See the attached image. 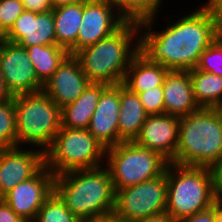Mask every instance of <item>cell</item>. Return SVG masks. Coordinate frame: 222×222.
Wrapping results in <instances>:
<instances>
[{
    "mask_svg": "<svg viewBox=\"0 0 222 222\" xmlns=\"http://www.w3.org/2000/svg\"><path fill=\"white\" fill-rule=\"evenodd\" d=\"M90 83L79 60L69 54L44 84L43 91L62 108L80 97Z\"/></svg>",
    "mask_w": 222,
    "mask_h": 222,
    "instance_id": "16",
    "label": "cell"
},
{
    "mask_svg": "<svg viewBox=\"0 0 222 222\" xmlns=\"http://www.w3.org/2000/svg\"><path fill=\"white\" fill-rule=\"evenodd\" d=\"M168 69L159 63L150 62L138 52L131 60L123 85L133 93H141L157 86H163Z\"/></svg>",
    "mask_w": 222,
    "mask_h": 222,
    "instance_id": "20",
    "label": "cell"
},
{
    "mask_svg": "<svg viewBox=\"0 0 222 222\" xmlns=\"http://www.w3.org/2000/svg\"><path fill=\"white\" fill-rule=\"evenodd\" d=\"M222 154V119L201 107L179 119V144L172 163L210 168Z\"/></svg>",
    "mask_w": 222,
    "mask_h": 222,
    "instance_id": "4",
    "label": "cell"
},
{
    "mask_svg": "<svg viewBox=\"0 0 222 222\" xmlns=\"http://www.w3.org/2000/svg\"><path fill=\"white\" fill-rule=\"evenodd\" d=\"M196 69L222 77V37H216L200 55Z\"/></svg>",
    "mask_w": 222,
    "mask_h": 222,
    "instance_id": "28",
    "label": "cell"
},
{
    "mask_svg": "<svg viewBox=\"0 0 222 222\" xmlns=\"http://www.w3.org/2000/svg\"><path fill=\"white\" fill-rule=\"evenodd\" d=\"M167 206V175L115 191L113 212L128 221L136 222L165 212Z\"/></svg>",
    "mask_w": 222,
    "mask_h": 222,
    "instance_id": "9",
    "label": "cell"
},
{
    "mask_svg": "<svg viewBox=\"0 0 222 222\" xmlns=\"http://www.w3.org/2000/svg\"><path fill=\"white\" fill-rule=\"evenodd\" d=\"M0 72L13 96L43 91L25 48L0 38Z\"/></svg>",
    "mask_w": 222,
    "mask_h": 222,
    "instance_id": "10",
    "label": "cell"
},
{
    "mask_svg": "<svg viewBox=\"0 0 222 222\" xmlns=\"http://www.w3.org/2000/svg\"><path fill=\"white\" fill-rule=\"evenodd\" d=\"M196 102L200 107L216 108L222 102V77L207 71L190 70Z\"/></svg>",
    "mask_w": 222,
    "mask_h": 222,
    "instance_id": "24",
    "label": "cell"
},
{
    "mask_svg": "<svg viewBox=\"0 0 222 222\" xmlns=\"http://www.w3.org/2000/svg\"><path fill=\"white\" fill-rule=\"evenodd\" d=\"M136 222H175L174 219L165 211L156 215H152Z\"/></svg>",
    "mask_w": 222,
    "mask_h": 222,
    "instance_id": "36",
    "label": "cell"
},
{
    "mask_svg": "<svg viewBox=\"0 0 222 222\" xmlns=\"http://www.w3.org/2000/svg\"><path fill=\"white\" fill-rule=\"evenodd\" d=\"M126 19L108 0L83 1V15L77 36V52L115 32Z\"/></svg>",
    "mask_w": 222,
    "mask_h": 222,
    "instance_id": "12",
    "label": "cell"
},
{
    "mask_svg": "<svg viewBox=\"0 0 222 222\" xmlns=\"http://www.w3.org/2000/svg\"><path fill=\"white\" fill-rule=\"evenodd\" d=\"M139 52V22L126 20L115 32L79 50V60L91 83H123L132 58Z\"/></svg>",
    "mask_w": 222,
    "mask_h": 222,
    "instance_id": "3",
    "label": "cell"
},
{
    "mask_svg": "<svg viewBox=\"0 0 222 222\" xmlns=\"http://www.w3.org/2000/svg\"><path fill=\"white\" fill-rule=\"evenodd\" d=\"M168 163L159 153L134 141L121 142L106 149L105 166L115 191L162 175Z\"/></svg>",
    "mask_w": 222,
    "mask_h": 222,
    "instance_id": "8",
    "label": "cell"
},
{
    "mask_svg": "<svg viewBox=\"0 0 222 222\" xmlns=\"http://www.w3.org/2000/svg\"><path fill=\"white\" fill-rule=\"evenodd\" d=\"M148 115L164 114V92L162 86L137 94Z\"/></svg>",
    "mask_w": 222,
    "mask_h": 222,
    "instance_id": "30",
    "label": "cell"
},
{
    "mask_svg": "<svg viewBox=\"0 0 222 222\" xmlns=\"http://www.w3.org/2000/svg\"><path fill=\"white\" fill-rule=\"evenodd\" d=\"M147 117L137 94L120 83L119 143L134 141Z\"/></svg>",
    "mask_w": 222,
    "mask_h": 222,
    "instance_id": "21",
    "label": "cell"
},
{
    "mask_svg": "<svg viewBox=\"0 0 222 222\" xmlns=\"http://www.w3.org/2000/svg\"><path fill=\"white\" fill-rule=\"evenodd\" d=\"M157 16L139 22V52L168 70L195 69L200 55L216 39L208 11L198 4V9L184 12L175 22L167 16L168 24L160 31L153 30Z\"/></svg>",
    "mask_w": 222,
    "mask_h": 222,
    "instance_id": "1",
    "label": "cell"
},
{
    "mask_svg": "<svg viewBox=\"0 0 222 222\" xmlns=\"http://www.w3.org/2000/svg\"><path fill=\"white\" fill-rule=\"evenodd\" d=\"M14 96L8 90L3 74L0 72V102L12 99Z\"/></svg>",
    "mask_w": 222,
    "mask_h": 222,
    "instance_id": "37",
    "label": "cell"
},
{
    "mask_svg": "<svg viewBox=\"0 0 222 222\" xmlns=\"http://www.w3.org/2000/svg\"><path fill=\"white\" fill-rule=\"evenodd\" d=\"M57 45L70 55L77 53V36L83 15V1L53 8Z\"/></svg>",
    "mask_w": 222,
    "mask_h": 222,
    "instance_id": "22",
    "label": "cell"
},
{
    "mask_svg": "<svg viewBox=\"0 0 222 222\" xmlns=\"http://www.w3.org/2000/svg\"><path fill=\"white\" fill-rule=\"evenodd\" d=\"M126 19L140 22L159 14L164 0H108Z\"/></svg>",
    "mask_w": 222,
    "mask_h": 222,
    "instance_id": "25",
    "label": "cell"
},
{
    "mask_svg": "<svg viewBox=\"0 0 222 222\" xmlns=\"http://www.w3.org/2000/svg\"><path fill=\"white\" fill-rule=\"evenodd\" d=\"M24 11L21 0H0V38L10 30Z\"/></svg>",
    "mask_w": 222,
    "mask_h": 222,
    "instance_id": "29",
    "label": "cell"
},
{
    "mask_svg": "<svg viewBox=\"0 0 222 222\" xmlns=\"http://www.w3.org/2000/svg\"><path fill=\"white\" fill-rule=\"evenodd\" d=\"M214 222H222V198L214 204Z\"/></svg>",
    "mask_w": 222,
    "mask_h": 222,
    "instance_id": "39",
    "label": "cell"
},
{
    "mask_svg": "<svg viewBox=\"0 0 222 222\" xmlns=\"http://www.w3.org/2000/svg\"><path fill=\"white\" fill-rule=\"evenodd\" d=\"M17 146L45 151L61 129V108L44 92L14 96Z\"/></svg>",
    "mask_w": 222,
    "mask_h": 222,
    "instance_id": "6",
    "label": "cell"
},
{
    "mask_svg": "<svg viewBox=\"0 0 222 222\" xmlns=\"http://www.w3.org/2000/svg\"><path fill=\"white\" fill-rule=\"evenodd\" d=\"M120 84L107 85L90 120L88 131L106 148L119 144Z\"/></svg>",
    "mask_w": 222,
    "mask_h": 222,
    "instance_id": "17",
    "label": "cell"
},
{
    "mask_svg": "<svg viewBox=\"0 0 222 222\" xmlns=\"http://www.w3.org/2000/svg\"><path fill=\"white\" fill-rule=\"evenodd\" d=\"M28 148H0V192L3 196L45 166L44 151L36 147Z\"/></svg>",
    "mask_w": 222,
    "mask_h": 222,
    "instance_id": "13",
    "label": "cell"
},
{
    "mask_svg": "<svg viewBox=\"0 0 222 222\" xmlns=\"http://www.w3.org/2000/svg\"><path fill=\"white\" fill-rule=\"evenodd\" d=\"M106 148L88 131L61 126L44 151L45 166L56 176L77 169L104 166Z\"/></svg>",
    "mask_w": 222,
    "mask_h": 222,
    "instance_id": "7",
    "label": "cell"
},
{
    "mask_svg": "<svg viewBox=\"0 0 222 222\" xmlns=\"http://www.w3.org/2000/svg\"><path fill=\"white\" fill-rule=\"evenodd\" d=\"M55 175L44 166L35 176L17 184L3 201L26 222H34L44 201L54 191Z\"/></svg>",
    "mask_w": 222,
    "mask_h": 222,
    "instance_id": "11",
    "label": "cell"
},
{
    "mask_svg": "<svg viewBox=\"0 0 222 222\" xmlns=\"http://www.w3.org/2000/svg\"><path fill=\"white\" fill-rule=\"evenodd\" d=\"M215 191L222 198V154L219 159L210 167Z\"/></svg>",
    "mask_w": 222,
    "mask_h": 222,
    "instance_id": "33",
    "label": "cell"
},
{
    "mask_svg": "<svg viewBox=\"0 0 222 222\" xmlns=\"http://www.w3.org/2000/svg\"><path fill=\"white\" fill-rule=\"evenodd\" d=\"M166 212L180 222L212 207L220 197L215 191L212 173L208 167L168 163Z\"/></svg>",
    "mask_w": 222,
    "mask_h": 222,
    "instance_id": "5",
    "label": "cell"
},
{
    "mask_svg": "<svg viewBox=\"0 0 222 222\" xmlns=\"http://www.w3.org/2000/svg\"><path fill=\"white\" fill-rule=\"evenodd\" d=\"M180 222H214V205L207 210L186 217Z\"/></svg>",
    "mask_w": 222,
    "mask_h": 222,
    "instance_id": "34",
    "label": "cell"
},
{
    "mask_svg": "<svg viewBox=\"0 0 222 222\" xmlns=\"http://www.w3.org/2000/svg\"><path fill=\"white\" fill-rule=\"evenodd\" d=\"M2 202H3V195L0 192V203H2Z\"/></svg>",
    "mask_w": 222,
    "mask_h": 222,
    "instance_id": "42",
    "label": "cell"
},
{
    "mask_svg": "<svg viewBox=\"0 0 222 222\" xmlns=\"http://www.w3.org/2000/svg\"><path fill=\"white\" fill-rule=\"evenodd\" d=\"M85 0H51V4L54 7L65 5V4H74Z\"/></svg>",
    "mask_w": 222,
    "mask_h": 222,
    "instance_id": "40",
    "label": "cell"
},
{
    "mask_svg": "<svg viewBox=\"0 0 222 222\" xmlns=\"http://www.w3.org/2000/svg\"><path fill=\"white\" fill-rule=\"evenodd\" d=\"M25 49L31 63L35 67L36 76L43 85L52 77L58 66L69 55L65 48L57 44L34 45Z\"/></svg>",
    "mask_w": 222,
    "mask_h": 222,
    "instance_id": "23",
    "label": "cell"
},
{
    "mask_svg": "<svg viewBox=\"0 0 222 222\" xmlns=\"http://www.w3.org/2000/svg\"><path fill=\"white\" fill-rule=\"evenodd\" d=\"M2 38L23 48L57 44L53 11L25 10Z\"/></svg>",
    "mask_w": 222,
    "mask_h": 222,
    "instance_id": "15",
    "label": "cell"
},
{
    "mask_svg": "<svg viewBox=\"0 0 222 222\" xmlns=\"http://www.w3.org/2000/svg\"><path fill=\"white\" fill-rule=\"evenodd\" d=\"M0 222H26L18 216L4 201L0 203Z\"/></svg>",
    "mask_w": 222,
    "mask_h": 222,
    "instance_id": "35",
    "label": "cell"
},
{
    "mask_svg": "<svg viewBox=\"0 0 222 222\" xmlns=\"http://www.w3.org/2000/svg\"><path fill=\"white\" fill-rule=\"evenodd\" d=\"M17 146V129L14 97L0 102V148Z\"/></svg>",
    "mask_w": 222,
    "mask_h": 222,
    "instance_id": "27",
    "label": "cell"
},
{
    "mask_svg": "<svg viewBox=\"0 0 222 222\" xmlns=\"http://www.w3.org/2000/svg\"><path fill=\"white\" fill-rule=\"evenodd\" d=\"M54 192L81 222H96L115 207V190L105 165L56 175Z\"/></svg>",
    "mask_w": 222,
    "mask_h": 222,
    "instance_id": "2",
    "label": "cell"
},
{
    "mask_svg": "<svg viewBox=\"0 0 222 222\" xmlns=\"http://www.w3.org/2000/svg\"><path fill=\"white\" fill-rule=\"evenodd\" d=\"M179 119L168 114L148 115L134 142L172 162L179 144Z\"/></svg>",
    "mask_w": 222,
    "mask_h": 222,
    "instance_id": "14",
    "label": "cell"
},
{
    "mask_svg": "<svg viewBox=\"0 0 222 222\" xmlns=\"http://www.w3.org/2000/svg\"><path fill=\"white\" fill-rule=\"evenodd\" d=\"M162 88L164 114L182 117L201 108L194 96L190 71L169 70Z\"/></svg>",
    "mask_w": 222,
    "mask_h": 222,
    "instance_id": "18",
    "label": "cell"
},
{
    "mask_svg": "<svg viewBox=\"0 0 222 222\" xmlns=\"http://www.w3.org/2000/svg\"><path fill=\"white\" fill-rule=\"evenodd\" d=\"M216 110L218 111V113L222 119V102L216 107Z\"/></svg>",
    "mask_w": 222,
    "mask_h": 222,
    "instance_id": "41",
    "label": "cell"
},
{
    "mask_svg": "<svg viewBox=\"0 0 222 222\" xmlns=\"http://www.w3.org/2000/svg\"><path fill=\"white\" fill-rule=\"evenodd\" d=\"M96 222H132V221H128L126 218H122L116 215L114 212H112V213L103 215Z\"/></svg>",
    "mask_w": 222,
    "mask_h": 222,
    "instance_id": "38",
    "label": "cell"
},
{
    "mask_svg": "<svg viewBox=\"0 0 222 222\" xmlns=\"http://www.w3.org/2000/svg\"><path fill=\"white\" fill-rule=\"evenodd\" d=\"M34 222H81L53 191L39 209Z\"/></svg>",
    "mask_w": 222,
    "mask_h": 222,
    "instance_id": "26",
    "label": "cell"
},
{
    "mask_svg": "<svg viewBox=\"0 0 222 222\" xmlns=\"http://www.w3.org/2000/svg\"><path fill=\"white\" fill-rule=\"evenodd\" d=\"M103 83H90L83 94L73 103L61 108V126L71 129H88L92 115L99 102Z\"/></svg>",
    "mask_w": 222,
    "mask_h": 222,
    "instance_id": "19",
    "label": "cell"
},
{
    "mask_svg": "<svg viewBox=\"0 0 222 222\" xmlns=\"http://www.w3.org/2000/svg\"><path fill=\"white\" fill-rule=\"evenodd\" d=\"M21 2L26 11L41 13L53 10L51 0H21Z\"/></svg>",
    "mask_w": 222,
    "mask_h": 222,
    "instance_id": "32",
    "label": "cell"
},
{
    "mask_svg": "<svg viewBox=\"0 0 222 222\" xmlns=\"http://www.w3.org/2000/svg\"><path fill=\"white\" fill-rule=\"evenodd\" d=\"M201 5L210 14L216 37H222V0H208Z\"/></svg>",
    "mask_w": 222,
    "mask_h": 222,
    "instance_id": "31",
    "label": "cell"
}]
</instances>
